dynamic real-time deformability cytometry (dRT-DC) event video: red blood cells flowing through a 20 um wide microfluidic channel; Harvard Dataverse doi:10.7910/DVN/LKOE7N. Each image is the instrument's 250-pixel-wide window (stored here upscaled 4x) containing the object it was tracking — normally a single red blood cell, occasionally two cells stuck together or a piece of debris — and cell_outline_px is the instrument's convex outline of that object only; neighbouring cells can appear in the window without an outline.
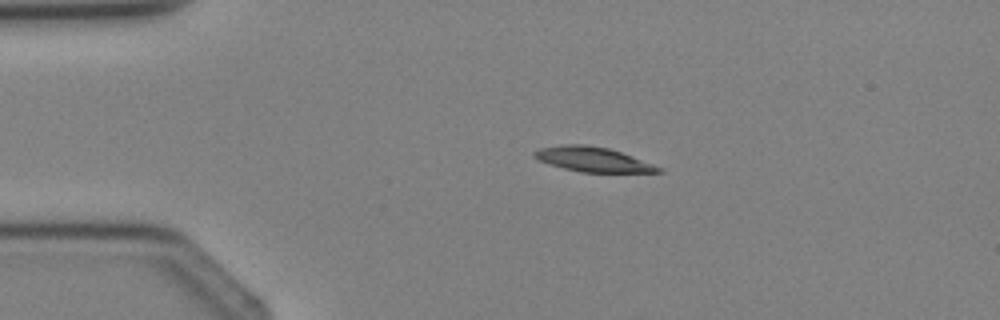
{"species": "Egyptian fruit bat (a non-hibernating species)", "species_latin": "Rousettus aegyptiacus", "temperature_condition": "cold", "stored_images_in_passage": 3, "camera_frame_rate_fps": 3000, "um_per_image_px": 0.085, "animal": {"sex": "female"}, "frame": {"image": 1, "passage_image": 1, "time_ms": 0.0, "image_size_px": [1000, 320], "cell_outline_px": [[664, 172], [580, 172], [564, 168], [536, 160], [532, 156], [532, 152], [540, 148], [560, 144], [584, 144], [608, 148], [632, 156], [664, 168]], "centroid_in_image_um": [50.36, 13.54], "position_along_channel_um": 34.6, "area_um2": 17.92}}
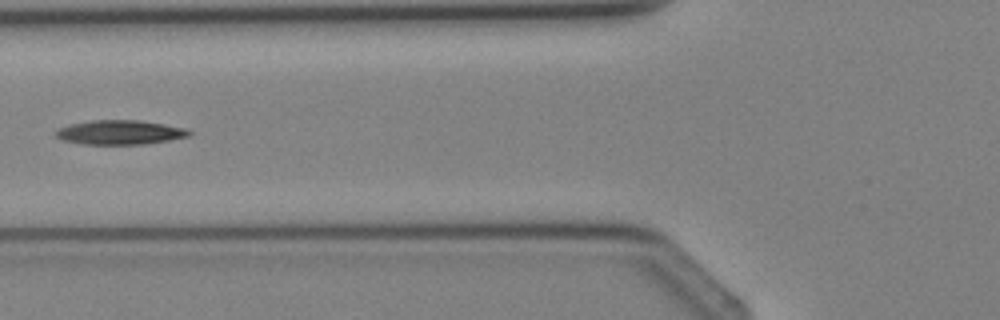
{"frame": {"image": 2, "passage_image": 3, "time_ms": 2.333, "image_size_px": [1000, 320], "cell_outline_px": [[192, 132], [188, 136], [168, 140], [144, 144], [84, 144], [64, 140], [56, 136], [56, 132], [60, 128], [72, 124], [92, 120], [140, 120], [164, 124], [184, 128]], "centroid_in_image_um": [10.21, 11.25], "position_along_channel_um": 115.6, "area_um2": 18.55}}